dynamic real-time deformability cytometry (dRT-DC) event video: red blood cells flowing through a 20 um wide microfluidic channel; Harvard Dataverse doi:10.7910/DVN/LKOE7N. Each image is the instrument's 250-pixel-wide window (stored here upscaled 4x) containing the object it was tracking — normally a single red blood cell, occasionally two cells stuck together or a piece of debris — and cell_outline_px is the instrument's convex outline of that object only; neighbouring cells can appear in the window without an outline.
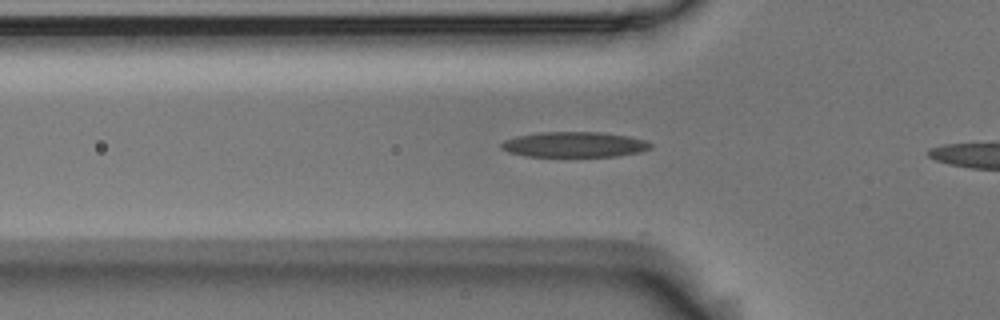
{"species": "Egyptian fruit bat (a non-hibernating species)", "species_latin": "Rousettus aegyptiacus", "temperature_condition": "room temperature", "stored_images_in_passage": 5, "segment_of_instrument_passage": [2, 2], "camera_frame_rate_fps": 3000, "um_per_image_px": 0.085, "animal": {"sex": "male"}, "frame": {"image": 1, "passage_image": 5, "time_ms": 1.333, "image_size_px": [1000, 320], "cell_outline_px": [[652, 148], [640, 152], [616, 156], [524, 156], [508, 152], [500, 148], [500, 144], [504, 140], [516, 136], [540, 132], [600, 132], [628, 136], [644, 140], [652, 144]], "centroid_in_image_um": [48.79, 12.28], "position_along_channel_um": 77.0, "area_um2": 22.08}}